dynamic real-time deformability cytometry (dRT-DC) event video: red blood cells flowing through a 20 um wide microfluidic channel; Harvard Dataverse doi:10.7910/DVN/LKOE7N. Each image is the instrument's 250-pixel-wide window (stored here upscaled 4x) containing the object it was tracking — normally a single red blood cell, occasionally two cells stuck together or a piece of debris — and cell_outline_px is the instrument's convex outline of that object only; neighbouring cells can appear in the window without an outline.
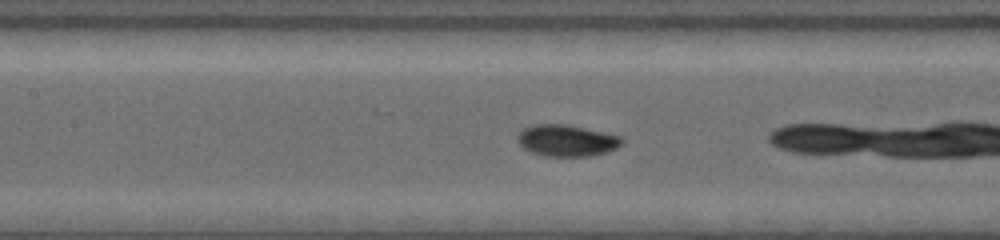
{"species": "common noctule bat (a hibernating species)", "species_latin": "Nyctalus noctula", "temperature_condition": "warm", "stored_images_in_passage": 7, "camera_frame_rate_fps": 5000, "um_per_image_px": 0.085, "animal": {"sex": "female", "body_mass_g": 19.0, "forearm_length_mm": 53.3}, "frame": {"image": 1, "passage_image": 6, "time_ms": 3.0, "image_size_px": [1000, 240], "cell_outline_px": [[624, 140], [616, 148], [608, 152], [588, 156], [544, 156], [532, 152], [524, 148], [520, 144], [516, 136], [524, 128], [532, 124], [568, 124], [604, 132], [620, 136]], "centroid_in_image_um": [48.16, 11.94], "position_along_channel_um": 159.2, "area_um2": 19.19}}